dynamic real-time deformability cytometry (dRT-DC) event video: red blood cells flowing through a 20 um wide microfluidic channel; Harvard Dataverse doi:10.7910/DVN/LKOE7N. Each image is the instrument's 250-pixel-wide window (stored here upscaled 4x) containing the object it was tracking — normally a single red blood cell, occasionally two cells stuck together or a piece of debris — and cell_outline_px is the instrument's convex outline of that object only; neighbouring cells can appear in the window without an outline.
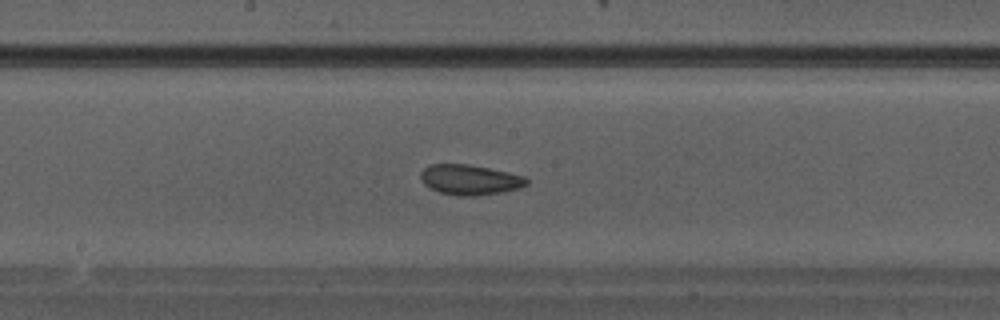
{"species": "Egyptian fruit bat (a non-hibernating species)", "species_latin": "Rousettus aegyptiacus", "temperature_condition": "warm", "stored_images_in_passage": 31, "camera_frame_rate_fps": 3000, "um_per_image_px": 0.085, "animal": {"sex": "male"}, "frame": {"image": 1, "passage_image": 14, "time_ms": 4.333, "image_size_px": [1000, 320], "cell_outline_px": [[528, 184], [520, 188], [500, 192], [476, 196], [456, 196], [440, 192], [428, 188], [420, 180], [420, 172], [428, 164], [468, 164], [488, 168], [524, 176], [528, 180]], "centroid_in_image_um": [39.89, 15.28], "position_along_channel_um": 208.3, "area_um2": 18.73}}